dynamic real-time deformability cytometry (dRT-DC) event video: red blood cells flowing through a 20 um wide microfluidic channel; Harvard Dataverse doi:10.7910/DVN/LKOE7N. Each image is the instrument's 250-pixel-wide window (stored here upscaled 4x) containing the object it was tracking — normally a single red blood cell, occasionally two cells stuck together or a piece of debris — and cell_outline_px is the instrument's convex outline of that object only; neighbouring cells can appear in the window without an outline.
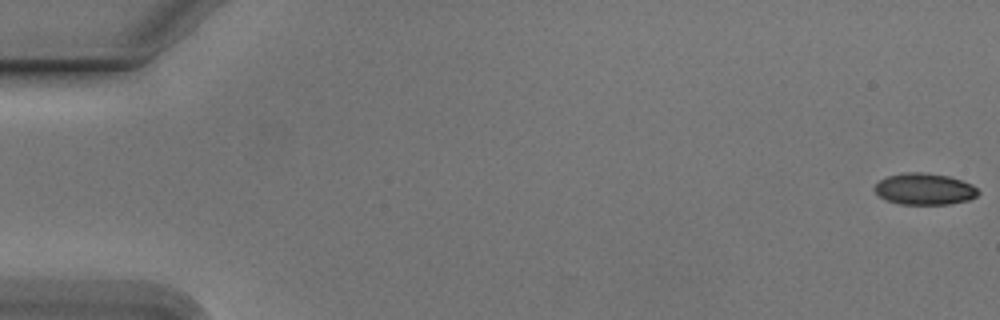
{"species": "Egyptian fruit bat (a non-hibernating species)", "species_latin": "Rousettus aegyptiacus", "temperature_condition": "cold", "stored_images_in_passage": 55, "camera_frame_rate_fps": 3000, "um_per_image_px": 0.085, "animal": {"sex": "male"}, "frame": {"image": 1, "passage_image": 1, "time_ms": 0.0, "image_size_px": [1000, 320], "cell_outline_px": [[980, 192], [976, 196], [968, 200], [948, 204], [900, 204], [884, 200], [872, 188], [880, 180], [888, 176], [904, 172], [924, 172], [948, 176], [972, 184]], "centroid_in_image_um": [78.56, 16.06], "position_along_channel_um": 6.4, "area_um2": 19.02}}
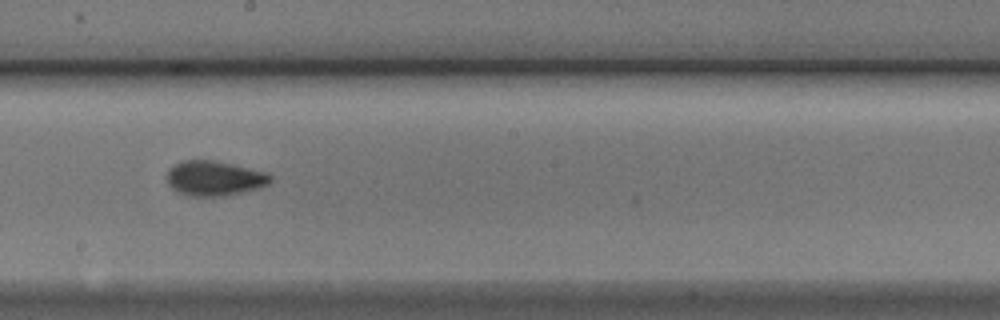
{"frame": {"image": 2, "passage_image": 31, "time_ms": 10.0, "image_size_px": [1000, 320], "cell_outline_px": [[272, 180], [268, 184], [260, 188], [244, 192], [224, 196], [188, 196], [176, 192], [168, 184], [168, 168], [184, 160], [212, 160], [232, 164], [268, 172], [272, 176]], "centroid_in_image_um": [18.25, 15.16], "position_along_channel_um": 230.0, "area_um2": 21.21}}
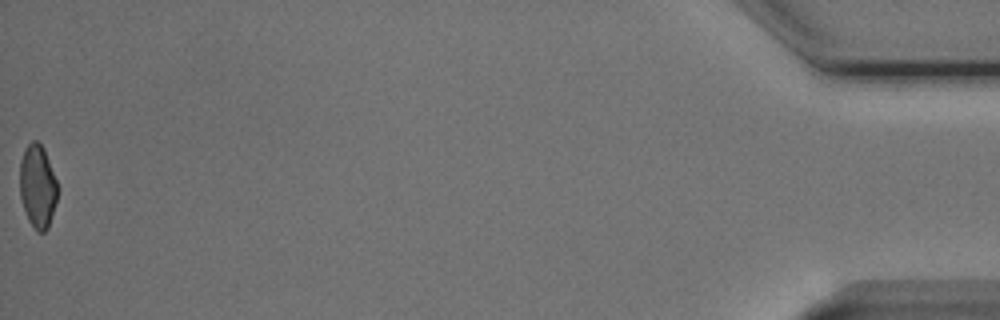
{"frame": {"image": 3, "passage_image": 55, "time_ms": 18.0, "image_size_px": [1000, 320], "cell_outline_px": [[56, 200], [48, 228], [44, 232], [36, 232], [28, 220], [20, 196], [20, 160], [24, 148], [32, 140], [36, 140], [44, 148], [56, 180]], "centroid_in_image_um": [3.17, 15.82], "position_along_channel_um": 432.0, "area_um2": 18.15}, "authors_computed_cell_mechanics": {"area_um2": 19.8254, "velocity_mm_per_s": 3.7967, "shape_relaxation_time_tau1_ms": 4.0575, "shape_relaxation_time_tau2_ms": 1.2923, "deformation_change_tau1": 0.1009, "deformation_change_tau2": 0.0556}}